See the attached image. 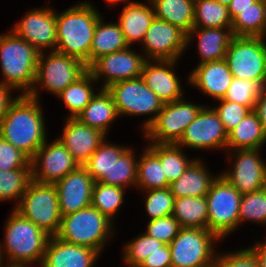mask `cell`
Masks as SVG:
<instances>
[{"label":"cell","instance_id":"6da1fadb","mask_svg":"<svg viewBox=\"0 0 266 267\" xmlns=\"http://www.w3.org/2000/svg\"><path fill=\"white\" fill-rule=\"evenodd\" d=\"M0 136L31 159L46 141L37 99L27 94L17 97L0 123Z\"/></svg>","mask_w":266,"mask_h":267},{"label":"cell","instance_id":"7a4b0ae2","mask_svg":"<svg viewBox=\"0 0 266 267\" xmlns=\"http://www.w3.org/2000/svg\"><path fill=\"white\" fill-rule=\"evenodd\" d=\"M100 15L89 3L56 14L57 46L53 51L74 57L90 66L93 35Z\"/></svg>","mask_w":266,"mask_h":267},{"label":"cell","instance_id":"3957f363","mask_svg":"<svg viewBox=\"0 0 266 267\" xmlns=\"http://www.w3.org/2000/svg\"><path fill=\"white\" fill-rule=\"evenodd\" d=\"M39 54L32 45L12 32L1 35L0 59L5 76V81L1 83L15 89L25 88L27 91L23 94L37 99V89L33 85Z\"/></svg>","mask_w":266,"mask_h":267},{"label":"cell","instance_id":"277c9868","mask_svg":"<svg viewBox=\"0 0 266 267\" xmlns=\"http://www.w3.org/2000/svg\"><path fill=\"white\" fill-rule=\"evenodd\" d=\"M5 251L10 265L42 262L50 235L15 210L6 223Z\"/></svg>","mask_w":266,"mask_h":267},{"label":"cell","instance_id":"5b68a950","mask_svg":"<svg viewBox=\"0 0 266 267\" xmlns=\"http://www.w3.org/2000/svg\"><path fill=\"white\" fill-rule=\"evenodd\" d=\"M14 210L50 236H55L59 231L62 215L54 184L31 179Z\"/></svg>","mask_w":266,"mask_h":267},{"label":"cell","instance_id":"8992f818","mask_svg":"<svg viewBox=\"0 0 266 267\" xmlns=\"http://www.w3.org/2000/svg\"><path fill=\"white\" fill-rule=\"evenodd\" d=\"M110 220L95 207L89 206L61 217L57 238L100 252L110 231Z\"/></svg>","mask_w":266,"mask_h":267},{"label":"cell","instance_id":"52a82bcc","mask_svg":"<svg viewBox=\"0 0 266 267\" xmlns=\"http://www.w3.org/2000/svg\"><path fill=\"white\" fill-rule=\"evenodd\" d=\"M263 37L234 36L225 60L234 78L266 85V44Z\"/></svg>","mask_w":266,"mask_h":267},{"label":"cell","instance_id":"ba28073f","mask_svg":"<svg viewBox=\"0 0 266 267\" xmlns=\"http://www.w3.org/2000/svg\"><path fill=\"white\" fill-rule=\"evenodd\" d=\"M240 194L222 175L212 182L206 195L208 202L207 229L219 239L239 224Z\"/></svg>","mask_w":266,"mask_h":267},{"label":"cell","instance_id":"9c48e42d","mask_svg":"<svg viewBox=\"0 0 266 267\" xmlns=\"http://www.w3.org/2000/svg\"><path fill=\"white\" fill-rule=\"evenodd\" d=\"M213 239L219 238L208 229L181 228L169 244L172 267H215Z\"/></svg>","mask_w":266,"mask_h":267},{"label":"cell","instance_id":"30bf717a","mask_svg":"<svg viewBox=\"0 0 266 267\" xmlns=\"http://www.w3.org/2000/svg\"><path fill=\"white\" fill-rule=\"evenodd\" d=\"M106 89L113 97L118 115L157 113L145 122V130L156 120L164 105L141 77L115 82Z\"/></svg>","mask_w":266,"mask_h":267},{"label":"cell","instance_id":"8fae6325","mask_svg":"<svg viewBox=\"0 0 266 267\" xmlns=\"http://www.w3.org/2000/svg\"><path fill=\"white\" fill-rule=\"evenodd\" d=\"M202 108L182 99L164 104L156 120L146 129L145 137L158 144H177Z\"/></svg>","mask_w":266,"mask_h":267},{"label":"cell","instance_id":"7c38bea8","mask_svg":"<svg viewBox=\"0 0 266 267\" xmlns=\"http://www.w3.org/2000/svg\"><path fill=\"white\" fill-rule=\"evenodd\" d=\"M43 57L44 54L41 52L34 83H42L45 88L56 95L88 71V67L82 61L56 51H52L45 61Z\"/></svg>","mask_w":266,"mask_h":267},{"label":"cell","instance_id":"4fadbf2b","mask_svg":"<svg viewBox=\"0 0 266 267\" xmlns=\"http://www.w3.org/2000/svg\"><path fill=\"white\" fill-rule=\"evenodd\" d=\"M42 159V160H41ZM42 168L39 173V161ZM80 165L58 139L50 144L45 143L31 158V179L40 183L55 184Z\"/></svg>","mask_w":266,"mask_h":267},{"label":"cell","instance_id":"5bb4252c","mask_svg":"<svg viewBox=\"0 0 266 267\" xmlns=\"http://www.w3.org/2000/svg\"><path fill=\"white\" fill-rule=\"evenodd\" d=\"M142 42L148 56L154 60L176 61L187 45V35L176 26L154 17Z\"/></svg>","mask_w":266,"mask_h":267},{"label":"cell","instance_id":"9a60e30c","mask_svg":"<svg viewBox=\"0 0 266 267\" xmlns=\"http://www.w3.org/2000/svg\"><path fill=\"white\" fill-rule=\"evenodd\" d=\"M145 61V58L126 48L99 57L88 67V71L95 80H98L99 75L105 74L107 81L103 88H107L118 81L141 77Z\"/></svg>","mask_w":266,"mask_h":267},{"label":"cell","instance_id":"2e32d148","mask_svg":"<svg viewBox=\"0 0 266 267\" xmlns=\"http://www.w3.org/2000/svg\"><path fill=\"white\" fill-rule=\"evenodd\" d=\"M94 183L84 166H79L56 182L54 185L61 215L65 216L91 206Z\"/></svg>","mask_w":266,"mask_h":267},{"label":"cell","instance_id":"e0dca14e","mask_svg":"<svg viewBox=\"0 0 266 267\" xmlns=\"http://www.w3.org/2000/svg\"><path fill=\"white\" fill-rule=\"evenodd\" d=\"M228 133L214 109L202 108L195 120L185 129L177 145L193 148L226 147Z\"/></svg>","mask_w":266,"mask_h":267},{"label":"cell","instance_id":"ac0fdd59","mask_svg":"<svg viewBox=\"0 0 266 267\" xmlns=\"http://www.w3.org/2000/svg\"><path fill=\"white\" fill-rule=\"evenodd\" d=\"M51 9L34 10L25 16L13 33L32 45L39 53L44 47L57 46L56 14ZM41 48V49H40Z\"/></svg>","mask_w":266,"mask_h":267},{"label":"cell","instance_id":"d6986e66","mask_svg":"<svg viewBox=\"0 0 266 267\" xmlns=\"http://www.w3.org/2000/svg\"><path fill=\"white\" fill-rule=\"evenodd\" d=\"M237 160L232 173L222 175L240 194L261 190L266 187V166L258 149L237 150Z\"/></svg>","mask_w":266,"mask_h":267},{"label":"cell","instance_id":"ffe728a7","mask_svg":"<svg viewBox=\"0 0 266 267\" xmlns=\"http://www.w3.org/2000/svg\"><path fill=\"white\" fill-rule=\"evenodd\" d=\"M68 118L60 142L67 148L80 166L89 160L105 139L100 130L82 124L76 118Z\"/></svg>","mask_w":266,"mask_h":267},{"label":"cell","instance_id":"44dd1931","mask_svg":"<svg viewBox=\"0 0 266 267\" xmlns=\"http://www.w3.org/2000/svg\"><path fill=\"white\" fill-rule=\"evenodd\" d=\"M50 238L41 262L42 267H92L99 254L97 250L65 242L56 236Z\"/></svg>","mask_w":266,"mask_h":267},{"label":"cell","instance_id":"7402d4cb","mask_svg":"<svg viewBox=\"0 0 266 267\" xmlns=\"http://www.w3.org/2000/svg\"><path fill=\"white\" fill-rule=\"evenodd\" d=\"M174 60H158L157 65L145 61L141 73L144 83L166 104L181 99V87L173 70L169 68L174 65ZM168 66V68H167Z\"/></svg>","mask_w":266,"mask_h":267},{"label":"cell","instance_id":"603a6c76","mask_svg":"<svg viewBox=\"0 0 266 267\" xmlns=\"http://www.w3.org/2000/svg\"><path fill=\"white\" fill-rule=\"evenodd\" d=\"M190 75L193 85L217 100L224 98L234 79L225 59L199 64Z\"/></svg>","mask_w":266,"mask_h":267},{"label":"cell","instance_id":"cb8c5ba5","mask_svg":"<svg viewBox=\"0 0 266 267\" xmlns=\"http://www.w3.org/2000/svg\"><path fill=\"white\" fill-rule=\"evenodd\" d=\"M118 116L112 95L106 88L94 95L90 103L78 114L76 119L82 124L106 134L107 126Z\"/></svg>","mask_w":266,"mask_h":267},{"label":"cell","instance_id":"d4e9b609","mask_svg":"<svg viewBox=\"0 0 266 267\" xmlns=\"http://www.w3.org/2000/svg\"><path fill=\"white\" fill-rule=\"evenodd\" d=\"M194 160L177 181L169 185L174 198L206 196L215 178H211L201 165Z\"/></svg>","mask_w":266,"mask_h":267},{"label":"cell","instance_id":"484cf974","mask_svg":"<svg viewBox=\"0 0 266 267\" xmlns=\"http://www.w3.org/2000/svg\"><path fill=\"white\" fill-rule=\"evenodd\" d=\"M155 8V17L164 20L186 35L194 27V1L193 0H150Z\"/></svg>","mask_w":266,"mask_h":267},{"label":"cell","instance_id":"4316f807","mask_svg":"<svg viewBox=\"0 0 266 267\" xmlns=\"http://www.w3.org/2000/svg\"><path fill=\"white\" fill-rule=\"evenodd\" d=\"M153 11L150 7L137 2H131L124 7L119 26L128 45L133 41L143 40L144 34L155 17Z\"/></svg>","mask_w":266,"mask_h":267},{"label":"cell","instance_id":"83f0119b","mask_svg":"<svg viewBox=\"0 0 266 267\" xmlns=\"http://www.w3.org/2000/svg\"><path fill=\"white\" fill-rule=\"evenodd\" d=\"M266 141L258 114L252 110L232 131L228 133L226 147L238 150L259 149Z\"/></svg>","mask_w":266,"mask_h":267},{"label":"cell","instance_id":"f1b7e54d","mask_svg":"<svg viewBox=\"0 0 266 267\" xmlns=\"http://www.w3.org/2000/svg\"><path fill=\"white\" fill-rule=\"evenodd\" d=\"M172 215L181 228L207 229L208 202L206 196L175 198Z\"/></svg>","mask_w":266,"mask_h":267},{"label":"cell","instance_id":"f546056e","mask_svg":"<svg viewBox=\"0 0 266 267\" xmlns=\"http://www.w3.org/2000/svg\"><path fill=\"white\" fill-rule=\"evenodd\" d=\"M202 28H227L231 29L232 19L227 6L216 0L194 1V27L187 35V44L191 40V33H197ZM200 26V27H199Z\"/></svg>","mask_w":266,"mask_h":267},{"label":"cell","instance_id":"4dcf8cb0","mask_svg":"<svg viewBox=\"0 0 266 267\" xmlns=\"http://www.w3.org/2000/svg\"><path fill=\"white\" fill-rule=\"evenodd\" d=\"M129 45L125 40L119 24H102L99 18L93 35L90 51V65L99 57L122 51Z\"/></svg>","mask_w":266,"mask_h":267},{"label":"cell","instance_id":"1f68e13d","mask_svg":"<svg viewBox=\"0 0 266 267\" xmlns=\"http://www.w3.org/2000/svg\"><path fill=\"white\" fill-rule=\"evenodd\" d=\"M234 36L263 37L266 32V1L256 0L232 20Z\"/></svg>","mask_w":266,"mask_h":267},{"label":"cell","instance_id":"d6a6232c","mask_svg":"<svg viewBox=\"0 0 266 267\" xmlns=\"http://www.w3.org/2000/svg\"><path fill=\"white\" fill-rule=\"evenodd\" d=\"M225 28H202L198 30L199 52L203 58L200 64L225 59L226 51L234 37L232 29L223 32ZM201 31V32H200Z\"/></svg>","mask_w":266,"mask_h":267},{"label":"cell","instance_id":"836d02e7","mask_svg":"<svg viewBox=\"0 0 266 267\" xmlns=\"http://www.w3.org/2000/svg\"><path fill=\"white\" fill-rule=\"evenodd\" d=\"M127 148L116 147L102 141L97 150L84 164L88 173L95 182L109 185L110 169L114 162Z\"/></svg>","mask_w":266,"mask_h":267},{"label":"cell","instance_id":"e575fe53","mask_svg":"<svg viewBox=\"0 0 266 267\" xmlns=\"http://www.w3.org/2000/svg\"><path fill=\"white\" fill-rule=\"evenodd\" d=\"M148 147L160 160L169 184L177 181L193 160H187L177 144L153 143Z\"/></svg>","mask_w":266,"mask_h":267},{"label":"cell","instance_id":"d590c367","mask_svg":"<svg viewBox=\"0 0 266 267\" xmlns=\"http://www.w3.org/2000/svg\"><path fill=\"white\" fill-rule=\"evenodd\" d=\"M93 82V75L87 71L76 82L68 85L62 92L58 94L68 109L71 111L69 118H76L84 108L90 103L94 93L90 87Z\"/></svg>","mask_w":266,"mask_h":267},{"label":"cell","instance_id":"8d00e7d4","mask_svg":"<svg viewBox=\"0 0 266 267\" xmlns=\"http://www.w3.org/2000/svg\"><path fill=\"white\" fill-rule=\"evenodd\" d=\"M137 185L144 189L169 187L159 158L148 148L137 164Z\"/></svg>","mask_w":266,"mask_h":267},{"label":"cell","instance_id":"74e56055","mask_svg":"<svg viewBox=\"0 0 266 267\" xmlns=\"http://www.w3.org/2000/svg\"><path fill=\"white\" fill-rule=\"evenodd\" d=\"M124 188L95 182L91 197V206L95 207L110 221L123 202Z\"/></svg>","mask_w":266,"mask_h":267},{"label":"cell","instance_id":"f35d334b","mask_svg":"<svg viewBox=\"0 0 266 267\" xmlns=\"http://www.w3.org/2000/svg\"><path fill=\"white\" fill-rule=\"evenodd\" d=\"M31 181V169H0V200L23 196Z\"/></svg>","mask_w":266,"mask_h":267},{"label":"cell","instance_id":"ab89813d","mask_svg":"<svg viewBox=\"0 0 266 267\" xmlns=\"http://www.w3.org/2000/svg\"><path fill=\"white\" fill-rule=\"evenodd\" d=\"M263 87L257 81L234 78L223 99L248 106L254 110Z\"/></svg>","mask_w":266,"mask_h":267},{"label":"cell","instance_id":"60d3db41","mask_svg":"<svg viewBox=\"0 0 266 267\" xmlns=\"http://www.w3.org/2000/svg\"><path fill=\"white\" fill-rule=\"evenodd\" d=\"M133 152L126 149L118 157L110 169L109 185L124 188V185L137 184V164L133 157Z\"/></svg>","mask_w":266,"mask_h":267},{"label":"cell","instance_id":"b9f144b4","mask_svg":"<svg viewBox=\"0 0 266 267\" xmlns=\"http://www.w3.org/2000/svg\"><path fill=\"white\" fill-rule=\"evenodd\" d=\"M266 222V187L242 194L239 206V222L242 220Z\"/></svg>","mask_w":266,"mask_h":267},{"label":"cell","instance_id":"7bdbcfd3","mask_svg":"<svg viewBox=\"0 0 266 267\" xmlns=\"http://www.w3.org/2000/svg\"><path fill=\"white\" fill-rule=\"evenodd\" d=\"M163 245V242L147 234L141 235L125 247V261L129 267H139L150 254Z\"/></svg>","mask_w":266,"mask_h":267},{"label":"cell","instance_id":"ee69618b","mask_svg":"<svg viewBox=\"0 0 266 267\" xmlns=\"http://www.w3.org/2000/svg\"><path fill=\"white\" fill-rule=\"evenodd\" d=\"M146 199V210L150 220L172 215L174 207V195L169 187L162 189H153L148 191Z\"/></svg>","mask_w":266,"mask_h":267},{"label":"cell","instance_id":"f6af8a7d","mask_svg":"<svg viewBox=\"0 0 266 267\" xmlns=\"http://www.w3.org/2000/svg\"><path fill=\"white\" fill-rule=\"evenodd\" d=\"M180 229V224L176 218H174L173 215H169L150 220L145 234L163 242L164 244H170L178 235Z\"/></svg>","mask_w":266,"mask_h":267},{"label":"cell","instance_id":"bcb514c9","mask_svg":"<svg viewBox=\"0 0 266 267\" xmlns=\"http://www.w3.org/2000/svg\"><path fill=\"white\" fill-rule=\"evenodd\" d=\"M0 169H31V159L0 136Z\"/></svg>","mask_w":266,"mask_h":267},{"label":"cell","instance_id":"7dc6e473","mask_svg":"<svg viewBox=\"0 0 266 267\" xmlns=\"http://www.w3.org/2000/svg\"><path fill=\"white\" fill-rule=\"evenodd\" d=\"M221 105L214 108L227 133L235 127L252 111L248 106L220 99Z\"/></svg>","mask_w":266,"mask_h":267},{"label":"cell","instance_id":"c3c4849f","mask_svg":"<svg viewBox=\"0 0 266 267\" xmlns=\"http://www.w3.org/2000/svg\"><path fill=\"white\" fill-rule=\"evenodd\" d=\"M215 267H259L258 261L250 249L237 253L215 257Z\"/></svg>","mask_w":266,"mask_h":267},{"label":"cell","instance_id":"681fc988","mask_svg":"<svg viewBox=\"0 0 266 267\" xmlns=\"http://www.w3.org/2000/svg\"><path fill=\"white\" fill-rule=\"evenodd\" d=\"M139 267H172L169 244H164L150 254Z\"/></svg>","mask_w":266,"mask_h":267},{"label":"cell","instance_id":"f907efd6","mask_svg":"<svg viewBox=\"0 0 266 267\" xmlns=\"http://www.w3.org/2000/svg\"><path fill=\"white\" fill-rule=\"evenodd\" d=\"M9 88L14 87L0 83V123L8 112L9 108L16 101V99H10L11 97L9 96L8 92Z\"/></svg>","mask_w":266,"mask_h":267},{"label":"cell","instance_id":"816d5d0a","mask_svg":"<svg viewBox=\"0 0 266 267\" xmlns=\"http://www.w3.org/2000/svg\"><path fill=\"white\" fill-rule=\"evenodd\" d=\"M254 111L258 114L259 120L262 123V127L266 135V85L263 87L261 94L256 101Z\"/></svg>","mask_w":266,"mask_h":267},{"label":"cell","instance_id":"f5cc1de1","mask_svg":"<svg viewBox=\"0 0 266 267\" xmlns=\"http://www.w3.org/2000/svg\"><path fill=\"white\" fill-rule=\"evenodd\" d=\"M255 1L256 0H231L230 5L228 6L231 19L233 20L240 13V10L250 7Z\"/></svg>","mask_w":266,"mask_h":267},{"label":"cell","instance_id":"db71d44e","mask_svg":"<svg viewBox=\"0 0 266 267\" xmlns=\"http://www.w3.org/2000/svg\"><path fill=\"white\" fill-rule=\"evenodd\" d=\"M253 254L255 255L259 267H266V243H262V245H258L256 243L255 247L249 248Z\"/></svg>","mask_w":266,"mask_h":267},{"label":"cell","instance_id":"11a10c76","mask_svg":"<svg viewBox=\"0 0 266 267\" xmlns=\"http://www.w3.org/2000/svg\"><path fill=\"white\" fill-rule=\"evenodd\" d=\"M217 2L221 3L224 6H229L231 3V0H216Z\"/></svg>","mask_w":266,"mask_h":267},{"label":"cell","instance_id":"9f6ffc18","mask_svg":"<svg viewBox=\"0 0 266 267\" xmlns=\"http://www.w3.org/2000/svg\"><path fill=\"white\" fill-rule=\"evenodd\" d=\"M0 267H1V263H0ZM7 267H27V266H20V265H9Z\"/></svg>","mask_w":266,"mask_h":267},{"label":"cell","instance_id":"6f0895ef","mask_svg":"<svg viewBox=\"0 0 266 267\" xmlns=\"http://www.w3.org/2000/svg\"><path fill=\"white\" fill-rule=\"evenodd\" d=\"M107 1L110 2V3H115V2L123 1V0H107ZM124 1H126V0H124Z\"/></svg>","mask_w":266,"mask_h":267},{"label":"cell","instance_id":"680465c9","mask_svg":"<svg viewBox=\"0 0 266 267\" xmlns=\"http://www.w3.org/2000/svg\"><path fill=\"white\" fill-rule=\"evenodd\" d=\"M1 254H2V249L0 250V263L2 262V261H1V259H2Z\"/></svg>","mask_w":266,"mask_h":267}]
</instances>
